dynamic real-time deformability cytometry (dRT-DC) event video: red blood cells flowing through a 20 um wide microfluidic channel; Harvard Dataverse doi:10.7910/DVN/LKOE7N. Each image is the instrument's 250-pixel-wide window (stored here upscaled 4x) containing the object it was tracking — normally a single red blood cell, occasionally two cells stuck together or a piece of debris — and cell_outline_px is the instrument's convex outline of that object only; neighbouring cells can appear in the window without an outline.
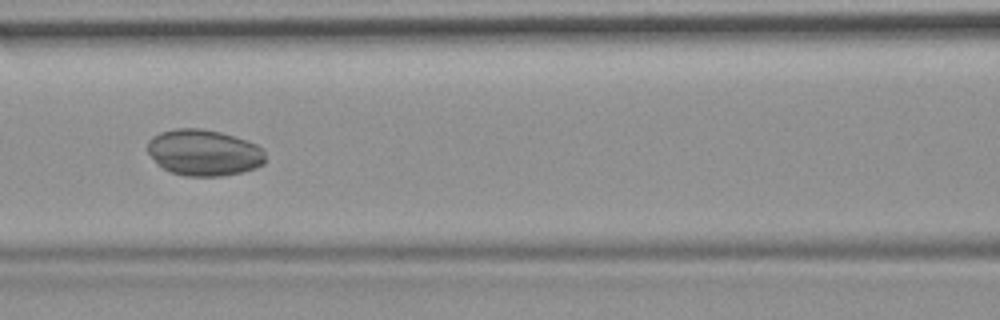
{"species": "common noctule bat (a hibernating species)", "species_latin": "Nyctalus noctula", "temperature_condition": "room temperature", "stored_images_in_passage": 54, "camera_frame_rate_fps": 3000, "um_per_image_px": 0.085, "animal": {"sex": "female", "body_mass_g": 19.9}, "frame": {"image": 1, "passage_image": 24, "time_ms": 7.667, "image_size_px": [1000, 320], "cell_outline_px": [[264, 164], [256, 168], [240, 172], [220, 176], [184, 176], [172, 172], [156, 164], [148, 152], [148, 140], [152, 136], [160, 132], [176, 128], [200, 128], [220, 132], [256, 144], [264, 148]], "centroid_in_image_um": [17.31, 12.97], "position_along_channel_um": 149.3, "area_um2": 31.73}}